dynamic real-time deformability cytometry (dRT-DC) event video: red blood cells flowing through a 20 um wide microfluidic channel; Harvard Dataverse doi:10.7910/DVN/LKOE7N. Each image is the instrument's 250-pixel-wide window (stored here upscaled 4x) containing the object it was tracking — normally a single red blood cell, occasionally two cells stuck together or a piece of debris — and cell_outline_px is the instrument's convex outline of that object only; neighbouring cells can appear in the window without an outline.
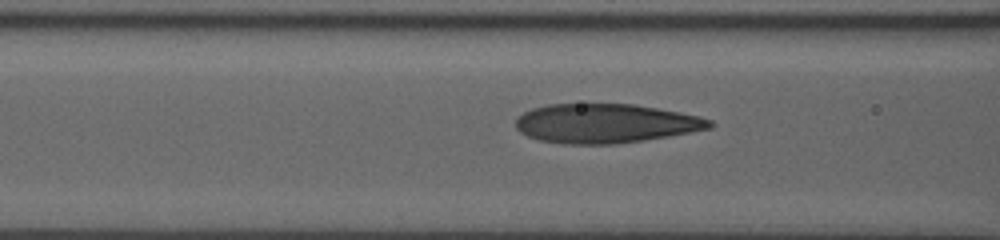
{"species": "human", "species_latin": "Homo sapiens", "temperature_condition": "room temperature", "stored_images_in_passage": 11, "camera_frame_rate_fps": 3000, "um_per_image_px": 0.085, "donor": {"sex": "male"}, "frame": {"image": 1, "passage_image": 7, "time_ms": 3.0, "image_size_px": [1000, 240], "cell_outline_px": [[716, 124], [712, 128], [668, 136], [644, 140], [616, 144], [564, 144], [540, 140], [528, 136], [520, 132], [516, 128], [516, 120], [524, 112], [532, 108], [548, 104], [632, 104], [680, 112], [712, 120]], "centroid_in_image_um": [51.47, 10.49], "position_along_channel_um": 115.1, "area_um2": 44.22}}
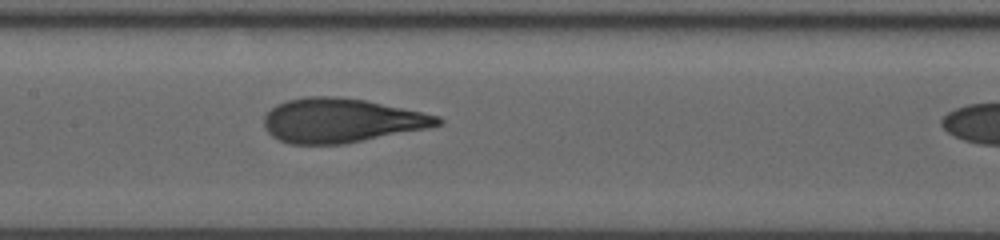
{"frame": {"image": 2, "passage_image": 10, "time_ms": 4.667, "image_size_px": [1000, 240], "cell_outline_px": [[444, 120], [440, 124], [428, 128], [344, 144], [288, 144], [272, 136], [264, 128], [264, 116], [276, 104], [288, 100], [304, 96], [336, 96], [364, 100], [440, 116]], "centroid_in_image_um": [28.98, 10.24], "position_along_channel_um": 178.4, "area_um2": 44.62}}